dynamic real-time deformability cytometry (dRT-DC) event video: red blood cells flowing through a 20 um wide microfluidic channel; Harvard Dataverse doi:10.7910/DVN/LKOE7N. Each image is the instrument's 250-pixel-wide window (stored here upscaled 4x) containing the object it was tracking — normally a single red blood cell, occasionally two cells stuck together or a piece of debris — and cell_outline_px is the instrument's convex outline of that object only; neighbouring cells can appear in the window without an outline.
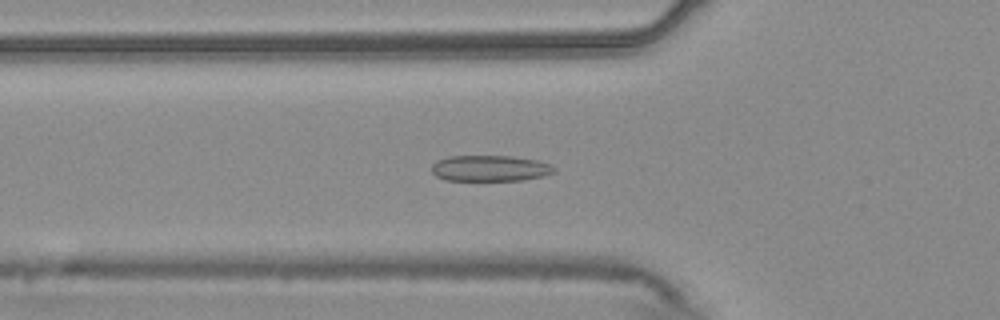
{"species": "common noctule bat (a hibernating species)", "species_latin": "Nyctalus noctula", "temperature_condition": "warm", "stored_images_in_passage": 51, "camera_frame_rate_fps": 3000, "um_per_image_px": 0.085, "animal": {"sex": "male", "body_mass_g": 20.4}, "frame": {"image": 1, "passage_image": 15, "time_ms": 4.667, "image_size_px": [1000, 320], "cell_outline_px": [[556, 172], [544, 176], [524, 180], [444, 180], [436, 176], [432, 172], [432, 164], [436, 160], [448, 156], [512, 156], [536, 160], [552, 164], [556, 168]], "centroid_in_image_um": [41.67, 14.3], "position_along_channel_um": 84.1, "area_um2": 18.73}}
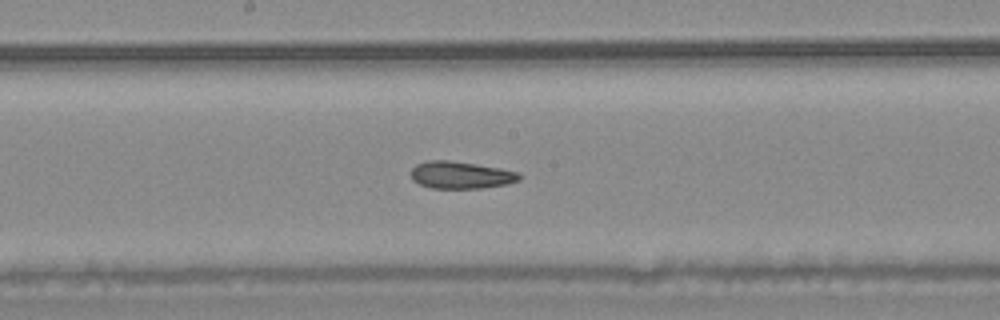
{"frame": {"image": 2, "passage_image": 25, "time_ms": 8.0, "image_size_px": [1000, 320], "cell_outline_px": [[520, 180], [508, 184], [480, 188], [432, 188], [420, 184], [412, 180], [412, 168], [416, 164], [428, 160], [448, 160], [476, 164], [500, 168], [516, 172], [520, 176]], "centroid_in_image_um": [39.15, 14.87], "position_along_channel_um": 209.0, "area_um2": 17.05}}
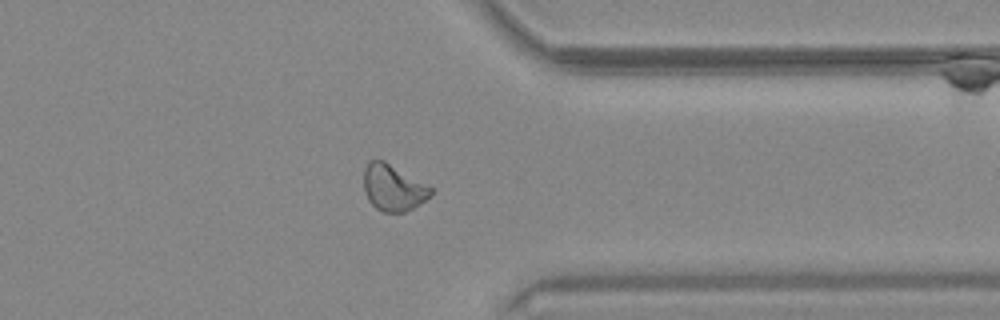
{"frame": {"image": 3, "passage_image": 39, "time_ms": 12.667, "image_size_px": [1000, 320], "cell_outline_px": [[432, 192], [424, 200], [412, 208], [404, 212], [384, 212], [376, 208], [368, 200], [364, 188], [364, 168], [368, 160], [384, 160], [432, 188]], "centroid_in_image_um": [33.37, 15.94], "position_along_channel_um": 378.0, "area_um2": 17.74}, "authors_computed_cell_mechanics": {"area_um2": 18.496, "velocity_mm_per_s": 3.7269, "shape_relaxation_time_tau1_ms": null, "shape_relaxation_time_tau2_ms": 5.06, "deformation_change_tau1": null, "deformation_change_tau2": 0.1051}}